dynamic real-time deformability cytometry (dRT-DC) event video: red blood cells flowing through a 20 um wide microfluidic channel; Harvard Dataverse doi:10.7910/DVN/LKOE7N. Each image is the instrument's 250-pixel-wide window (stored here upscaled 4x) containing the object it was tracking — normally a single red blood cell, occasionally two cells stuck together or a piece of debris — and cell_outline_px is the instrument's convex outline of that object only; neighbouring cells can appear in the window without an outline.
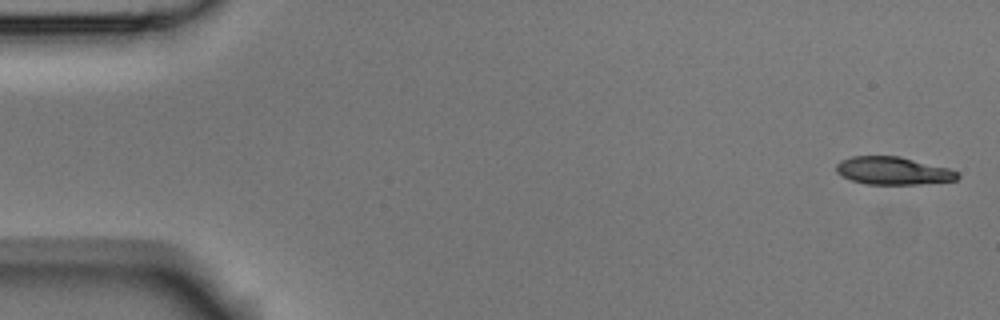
{"species": "Egyptian fruit bat (a non-hibernating species)", "species_latin": "Rousettus aegyptiacus", "temperature_condition": "room temperature", "stored_images_in_passage": 6, "camera_frame_rate_fps": 3000, "um_per_image_px": 0.085, "animal": {"sex": "male"}, "frame": {"image": 1, "passage_image": 1, "time_ms": 0.0, "image_size_px": [1000, 320], "cell_outline_px": [[960, 176], [956, 180], [920, 184], [868, 184], [852, 180], [836, 172], [836, 164], [840, 160], [852, 156], [900, 156], [948, 168], [956, 172]], "centroid_in_image_um": [75.89, 14.51], "position_along_channel_um": 9.1, "area_um2": 19.48}}
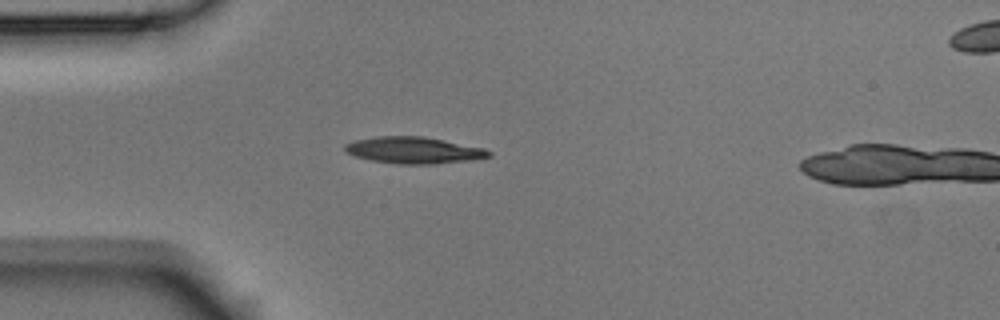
{"frame": {"image": 2, "passage_image": 5, "time_ms": 1.333, "image_size_px": [1000, 320], "cell_outline_px": [[492, 156], [476, 160], [436, 164], [400, 164], [372, 160], [356, 156], [348, 152], [344, 148], [344, 144], [352, 140], [376, 136], [424, 136], [484, 148], [492, 152]], "centroid_in_image_um": [35.21, 12.77], "position_along_channel_um": 49.8, "area_um2": 22.48}}